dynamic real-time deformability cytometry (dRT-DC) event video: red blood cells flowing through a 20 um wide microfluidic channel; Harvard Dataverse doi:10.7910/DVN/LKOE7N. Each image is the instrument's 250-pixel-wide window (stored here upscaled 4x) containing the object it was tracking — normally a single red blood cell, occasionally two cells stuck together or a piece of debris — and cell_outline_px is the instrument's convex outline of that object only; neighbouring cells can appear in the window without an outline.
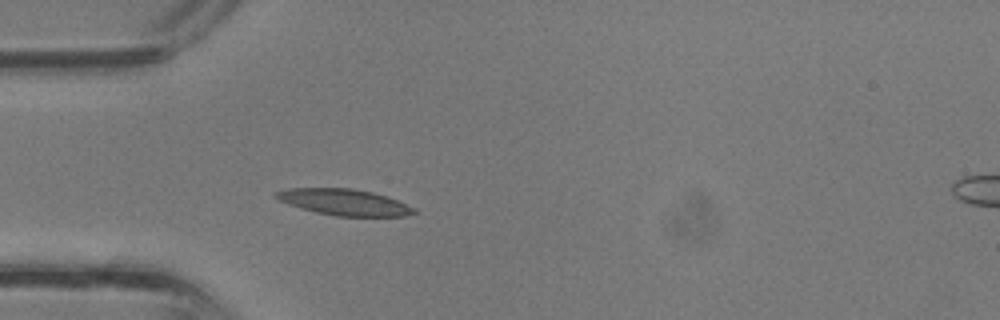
{"species": "common noctule bat (a hibernating species)", "species_latin": "Nyctalus noctula", "temperature_condition": "room temperature", "stored_images_in_passage": 19, "camera_frame_rate_fps": 3000, "um_per_image_px": 0.085, "animal": {"sex": "male", "body_mass_g": 13.3}, "frame": {"image": 1, "passage_image": 1, "time_ms": 0.0, "image_size_px": [1000, 320], "cell_outline_px": [[416, 212], [404, 216], [336, 216], [316, 212], [300, 208], [288, 204], [272, 196], [276, 192], [288, 188], [352, 188], [372, 192], [396, 200], [416, 208]], "centroid_in_image_um": [29.23, 17.18], "position_along_channel_um": 55.8, "area_um2": 20.92}}
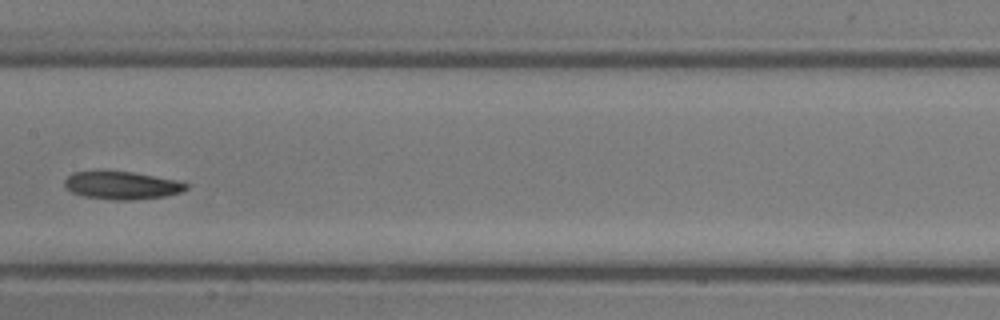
{"frame": {"image": 2, "passage_image": 9, "time_ms": 2.667, "image_size_px": [1000, 320], "cell_outline_px": [[188, 188], [180, 192], [164, 196], [132, 200], [112, 200], [84, 196], [72, 192], [64, 184], [64, 180], [72, 172], [132, 172], [180, 180], [188, 184]], "centroid_in_image_um": [10.39, 15.76], "position_along_channel_um": 197.0, "area_um2": 19.54}}
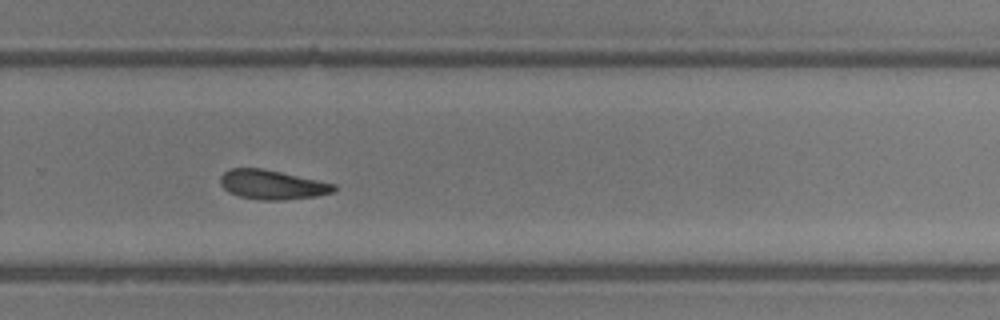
{"frame": {"image": 3, "passage_image": 15, "time_ms": 4.667, "image_size_px": [1000, 320], "cell_outline_px": [[336, 188], [332, 192], [316, 196], [284, 200], [260, 200], [236, 196], [228, 192], [220, 184], [220, 176], [224, 172], [232, 168], [260, 168], [280, 172], [336, 184]], "centroid_in_image_um": [23.09, 15.71], "position_along_channel_um": 306.7, "area_um2": 19.36}}